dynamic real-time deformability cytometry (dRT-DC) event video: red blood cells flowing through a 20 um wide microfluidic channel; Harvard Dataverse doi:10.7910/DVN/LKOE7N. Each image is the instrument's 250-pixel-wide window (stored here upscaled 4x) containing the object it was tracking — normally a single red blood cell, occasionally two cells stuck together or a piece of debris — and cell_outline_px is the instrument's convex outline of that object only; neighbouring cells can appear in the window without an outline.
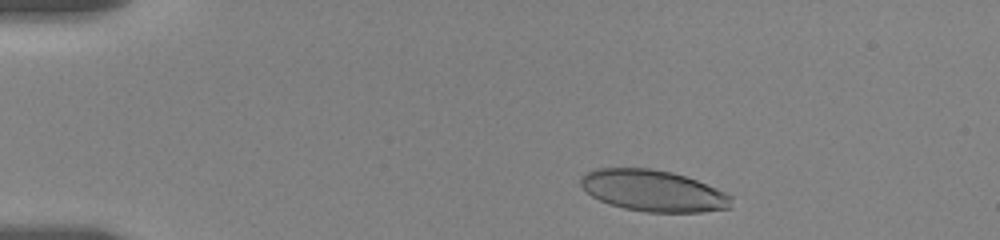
{"species": "human", "species_latin": "Homo sapiens", "temperature_condition": "room temperature", "stored_images_in_passage": 9, "camera_frame_rate_fps": 3000, "um_per_image_px": 0.085, "donor": {"sex": "female"}, "frame": {"image": 1, "passage_image": 2, "time_ms": 1.0, "image_size_px": [1000, 240], "cell_outline_px": [[732, 208], [700, 212], [648, 212], [624, 208], [608, 204], [592, 196], [580, 184], [580, 176], [596, 168], [652, 168], [672, 172], [696, 180], [724, 192], [732, 196]], "centroid_in_image_um": [55.52, 16.21], "position_along_channel_um": 29.5, "area_um2": 36.24}}
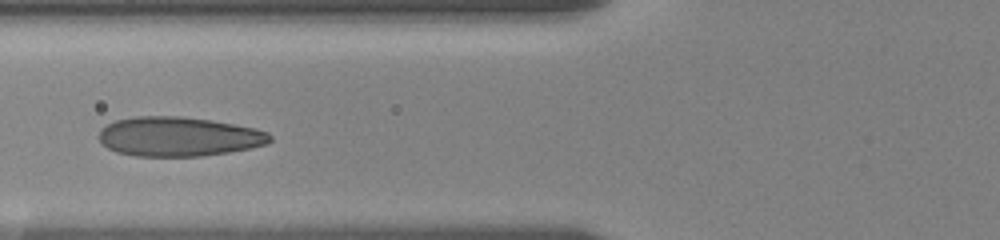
{"frame": {"image": 2, "passage_image": 7, "time_ms": 5.333, "image_size_px": [1000, 240], "cell_outline_px": [[272, 140], [264, 144], [252, 148], [228, 152], [200, 156], [136, 156], [116, 152], [100, 144], [96, 136], [100, 128], [116, 120], [136, 116], [180, 116], [212, 120], [256, 128], [268, 132], [272, 136]], "centroid_in_image_um": [15.14, 11.61], "position_along_channel_um": 110.7, "area_um2": 39.65}}
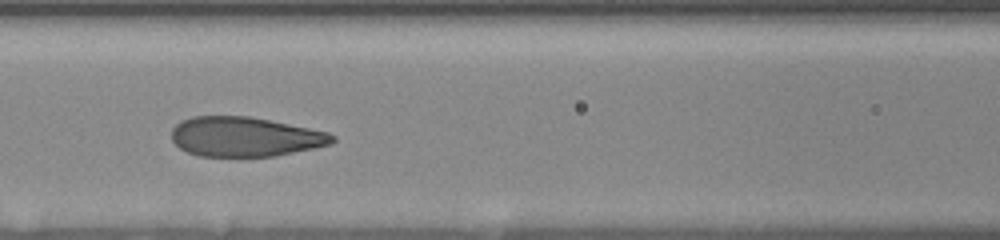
{"frame": {"image": 3, "passage_image": 8, "time_ms": 6.333, "image_size_px": [1000, 240], "cell_outline_px": [[336, 140], [332, 144], [316, 148], [272, 156], [200, 156], [188, 152], [180, 148], [172, 140], [172, 128], [176, 124], [192, 116], [248, 116], [328, 132], [336, 136]], "centroid_in_image_um": [20.84, 11.63], "position_along_channel_um": 145.8, "area_um2": 36.93}}